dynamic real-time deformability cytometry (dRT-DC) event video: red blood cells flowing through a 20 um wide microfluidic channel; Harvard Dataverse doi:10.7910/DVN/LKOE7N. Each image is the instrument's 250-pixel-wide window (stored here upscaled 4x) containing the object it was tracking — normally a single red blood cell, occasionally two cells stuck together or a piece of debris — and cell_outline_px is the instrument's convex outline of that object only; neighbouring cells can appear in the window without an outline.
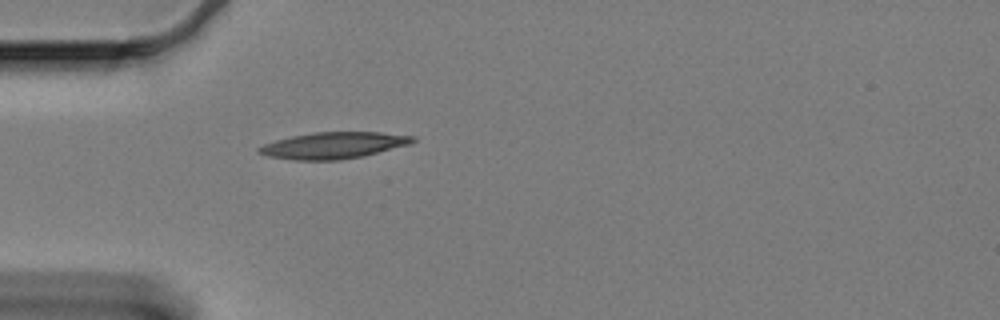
{"species": "Egyptian fruit bat (a non-hibernating species)", "species_latin": "Rousettus aegyptiacus", "temperature_condition": "cold", "stored_images_in_passage": 44, "camera_frame_rate_fps": 3000, "um_per_image_px": 0.085, "animal": {"sex": "female"}, "frame": {"image": 1, "passage_image": 1, "time_ms": 0.0, "image_size_px": [1000, 320], "cell_outline_px": [[416, 140], [408, 144], [364, 156], [340, 160], [296, 160], [268, 156], [256, 152], [256, 148], [264, 144], [276, 140], [292, 136], [312, 132], [380, 132], [416, 136]], "centroid_in_image_um": [28.33, 12.35], "position_along_channel_um": 56.7, "area_um2": 23.7}}
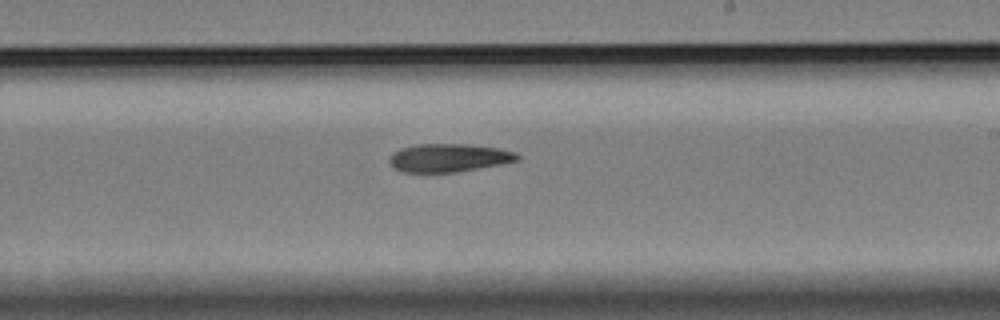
{"frame": {"image": 2, "passage_image": 19, "time_ms": 6.0, "image_size_px": [1000, 320], "cell_outline_px": [[520, 160], [500, 164], [456, 172], [400, 172], [392, 168], [388, 160], [392, 152], [400, 148], [416, 144], [468, 144], [500, 148], [516, 152], [520, 156]], "centroid_in_image_um": [38.11, 13.41], "position_along_channel_um": 250.9, "area_um2": 21.27}}
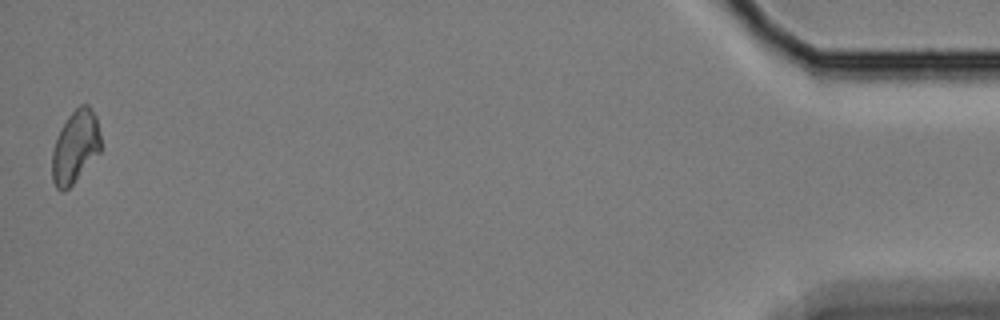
{"frame": {"image": 3, "passage_image": 43, "time_ms": 14.0, "image_size_px": [1000, 320], "cell_outline_px": [[100, 152], [72, 184], [64, 192], [60, 192], [56, 188], [52, 180], [52, 152], [56, 140], [68, 116], [80, 104], [88, 104], [96, 116], [100, 132]], "centroid_in_image_um": [6.4, 12.49], "position_along_channel_um": 428.8, "area_um2": 20.4}}